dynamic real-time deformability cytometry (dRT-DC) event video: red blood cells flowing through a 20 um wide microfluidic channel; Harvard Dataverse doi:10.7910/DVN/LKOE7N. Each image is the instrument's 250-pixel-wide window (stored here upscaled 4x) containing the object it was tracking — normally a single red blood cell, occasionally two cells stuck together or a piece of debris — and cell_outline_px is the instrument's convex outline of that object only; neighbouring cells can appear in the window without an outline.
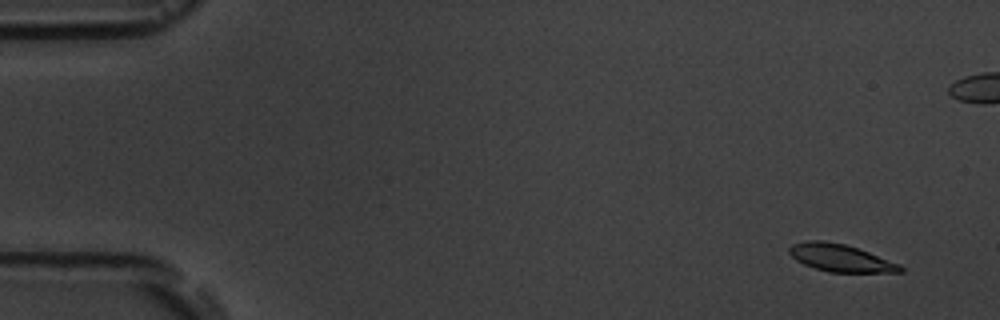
{"species": "common noctule bat (a hibernating species)", "species_latin": "Nyctalus noctula", "temperature_condition": "room temperature", "stored_images_in_passage": 8, "segment_of_instrument_passage": [1, 2], "camera_frame_rate_fps": 3000, "um_per_image_px": 0.085, "animal": {"sex": "male", "body_mass_g": 19.5, "forearm_length_mm": 54.6}, "frame": {"image": 1, "passage_image": 1, "time_ms": 0.0, "image_size_px": [1000, 320], "cell_outline_px": [[904, 272], [828, 272], [804, 264], [796, 260], [788, 252], [788, 248], [792, 244], [808, 240], [824, 240], [844, 244], [868, 252], [900, 264], [904, 268]], "centroid_in_image_um": [71.43, 21.92], "position_along_channel_um": 13.6, "area_um2": 17.63}}
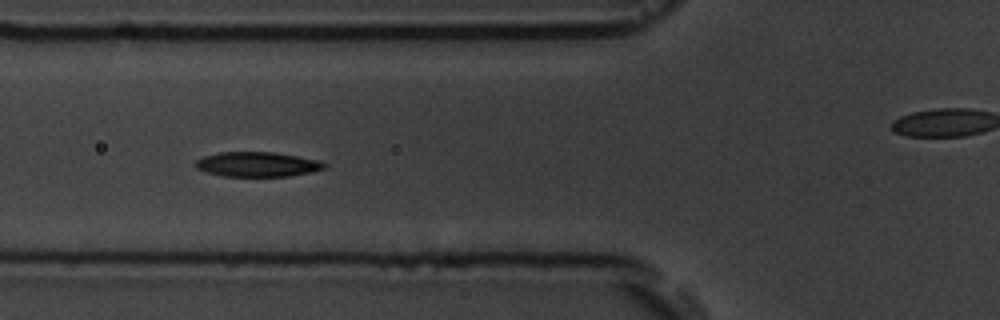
{"frame": {"image": 2, "passage_image": 6, "time_ms": 6.0, "image_size_px": [1000, 320], "cell_outline_px": [[328, 164], [324, 168], [312, 172], [288, 176], [224, 176], [208, 172], [196, 168], [196, 160], [204, 156], [220, 152], [276, 152], [320, 160]], "centroid_in_image_um": [21.92, 13.96], "position_along_channel_um": 103.9, "area_um2": 18.55}}
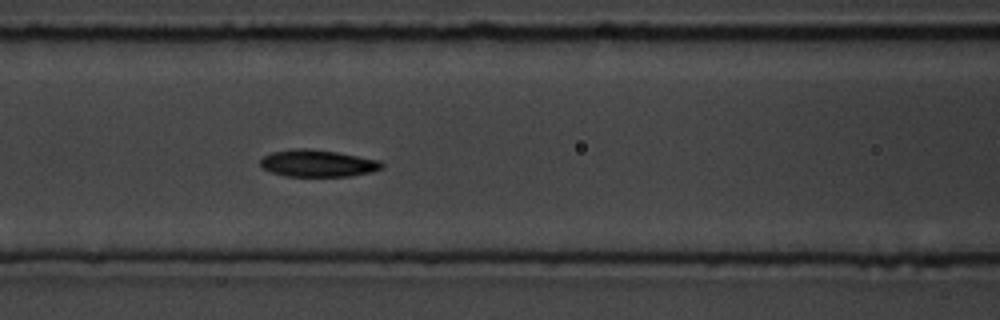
{"frame": {"image": 3, "passage_image": 7, "time_ms": 7.0, "image_size_px": [1000, 320], "cell_outline_px": [[384, 168], [372, 172], [352, 176], [284, 176], [272, 172], [264, 168], [260, 164], [260, 160], [264, 156], [272, 152], [296, 148], [308, 148], [336, 152], [380, 160], [384, 164]], "centroid_in_image_um": [27.04, 13.88], "position_along_channel_um": 139.6, "area_um2": 19.13}}